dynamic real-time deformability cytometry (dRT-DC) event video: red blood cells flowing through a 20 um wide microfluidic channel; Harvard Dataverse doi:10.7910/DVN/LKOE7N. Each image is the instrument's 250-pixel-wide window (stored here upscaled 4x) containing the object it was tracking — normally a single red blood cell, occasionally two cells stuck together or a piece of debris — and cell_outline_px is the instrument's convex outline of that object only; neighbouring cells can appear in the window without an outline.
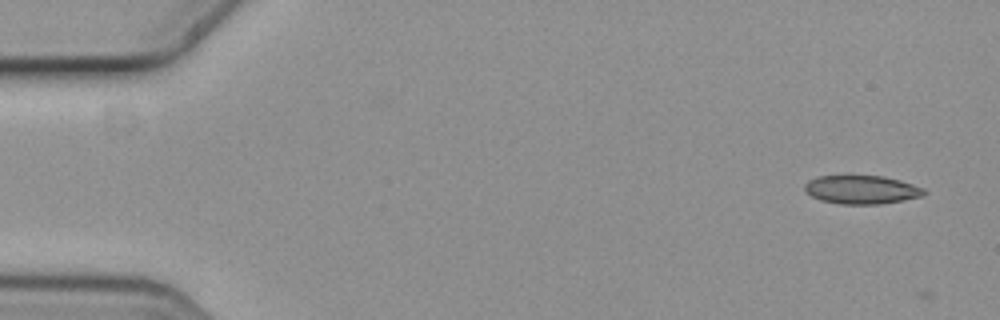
{"species": "common noctule bat (a hibernating species)", "species_latin": "Nyctalus noctula", "temperature_condition": "cold", "stored_images_in_passage": 4, "camera_frame_rate_fps": 3000, "um_per_image_px": 0.085, "animal": {"sex": "female", "body_mass_g": 19.3, "forearm_length_mm": 54.1}, "frame": {"image": 1, "passage_image": 1, "time_ms": 0.0, "image_size_px": [1000, 320], "cell_outline_px": [[928, 192], [924, 196], [880, 204], [840, 204], [820, 200], [812, 196], [804, 188], [804, 184], [808, 180], [816, 176], [884, 176], [900, 180], [924, 188]], "centroid_in_image_um": [73.25, 16.12], "position_along_channel_um": 11.7, "area_um2": 19.88}}